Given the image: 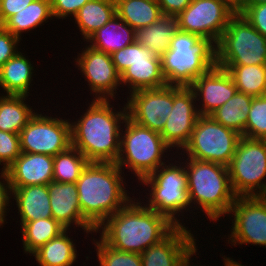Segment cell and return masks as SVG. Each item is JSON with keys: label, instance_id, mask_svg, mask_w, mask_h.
Returning <instances> with one entry per match:
<instances>
[{"label": "cell", "instance_id": "1", "mask_svg": "<svg viewBox=\"0 0 266 266\" xmlns=\"http://www.w3.org/2000/svg\"><path fill=\"white\" fill-rule=\"evenodd\" d=\"M113 100L92 99L83 115L71 123V146L89 162L116 163L120 154L121 124L127 118L126 104L116 110ZM113 105V106H112Z\"/></svg>", "mask_w": 266, "mask_h": 266}, {"label": "cell", "instance_id": "2", "mask_svg": "<svg viewBox=\"0 0 266 266\" xmlns=\"http://www.w3.org/2000/svg\"><path fill=\"white\" fill-rule=\"evenodd\" d=\"M132 198L123 208L109 216L96 234L110 247L141 254L159 243L175 227L165 215L149 209L142 201ZM102 230V231H101Z\"/></svg>", "mask_w": 266, "mask_h": 266}, {"label": "cell", "instance_id": "3", "mask_svg": "<svg viewBox=\"0 0 266 266\" xmlns=\"http://www.w3.org/2000/svg\"><path fill=\"white\" fill-rule=\"evenodd\" d=\"M124 173L115 163L89 162L76 181L82 215L95 229L132 199Z\"/></svg>", "mask_w": 266, "mask_h": 266}, {"label": "cell", "instance_id": "4", "mask_svg": "<svg viewBox=\"0 0 266 266\" xmlns=\"http://www.w3.org/2000/svg\"><path fill=\"white\" fill-rule=\"evenodd\" d=\"M184 161L188 177V190L194 211H202L209 223L228 215L236 199L229 169L222 164L186 157ZM194 205V206H193ZM195 208V209H194Z\"/></svg>", "mask_w": 266, "mask_h": 266}, {"label": "cell", "instance_id": "5", "mask_svg": "<svg viewBox=\"0 0 266 266\" xmlns=\"http://www.w3.org/2000/svg\"><path fill=\"white\" fill-rule=\"evenodd\" d=\"M175 158H178V161L164 163L151 175L145 177L139 185L143 184L149 188H146L149 193L145 192L147 195L144 196L147 203L143 202L149 209L165 215L176 226H185L182 222L185 220L183 217L185 213H193V210H190L192 203L183 157L177 154Z\"/></svg>", "mask_w": 266, "mask_h": 266}, {"label": "cell", "instance_id": "6", "mask_svg": "<svg viewBox=\"0 0 266 266\" xmlns=\"http://www.w3.org/2000/svg\"><path fill=\"white\" fill-rule=\"evenodd\" d=\"M215 64L214 45L199 35L177 30L171 47L161 57L167 85L189 87Z\"/></svg>", "mask_w": 266, "mask_h": 266}, {"label": "cell", "instance_id": "7", "mask_svg": "<svg viewBox=\"0 0 266 266\" xmlns=\"http://www.w3.org/2000/svg\"><path fill=\"white\" fill-rule=\"evenodd\" d=\"M168 151L171 153L174 150L164 142L159 132L143 127L127 117L124 125L122 124L120 154L115 164L121 170L124 169L122 171L125 168L130 170L133 177L137 176V183H140L169 159L175 160L172 155L168 158Z\"/></svg>", "mask_w": 266, "mask_h": 266}, {"label": "cell", "instance_id": "8", "mask_svg": "<svg viewBox=\"0 0 266 266\" xmlns=\"http://www.w3.org/2000/svg\"><path fill=\"white\" fill-rule=\"evenodd\" d=\"M215 65H266V38L235 14L214 46Z\"/></svg>", "mask_w": 266, "mask_h": 266}, {"label": "cell", "instance_id": "9", "mask_svg": "<svg viewBox=\"0 0 266 266\" xmlns=\"http://www.w3.org/2000/svg\"><path fill=\"white\" fill-rule=\"evenodd\" d=\"M241 137L242 135L224 127L210 115H200L188 143L177 154L179 157L186 156L228 167Z\"/></svg>", "mask_w": 266, "mask_h": 266}, {"label": "cell", "instance_id": "10", "mask_svg": "<svg viewBox=\"0 0 266 266\" xmlns=\"http://www.w3.org/2000/svg\"><path fill=\"white\" fill-rule=\"evenodd\" d=\"M228 169L236 197L263 196L266 192V140L242 136Z\"/></svg>", "mask_w": 266, "mask_h": 266}, {"label": "cell", "instance_id": "11", "mask_svg": "<svg viewBox=\"0 0 266 266\" xmlns=\"http://www.w3.org/2000/svg\"><path fill=\"white\" fill-rule=\"evenodd\" d=\"M116 71L120 74L122 88L128 87V93L142 89H155L167 85L161 69V57L138 42L111 54Z\"/></svg>", "mask_w": 266, "mask_h": 266}, {"label": "cell", "instance_id": "12", "mask_svg": "<svg viewBox=\"0 0 266 266\" xmlns=\"http://www.w3.org/2000/svg\"><path fill=\"white\" fill-rule=\"evenodd\" d=\"M235 14L234 7L224 0H192L175 18L179 30L199 35L215 46Z\"/></svg>", "mask_w": 266, "mask_h": 266}, {"label": "cell", "instance_id": "13", "mask_svg": "<svg viewBox=\"0 0 266 266\" xmlns=\"http://www.w3.org/2000/svg\"><path fill=\"white\" fill-rule=\"evenodd\" d=\"M36 112L20 131V149L25 153L56 156L71 146L70 119Z\"/></svg>", "mask_w": 266, "mask_h": 266}, {"label": "cell", "instance_id": "14", "mask_svg": "<svg viewBox=\"0 0 266 266\" xmlns=\"http://www.w3.org/2000/svg\"><path fill=\"white\" fill-rule=\"evenodd\" d=\"M227 217L232 221L226 239L231 247L251 244L266 248V200L262 196L236 197Z\"/></svg>", "mask_w": 266, "mask_h": 266}, {"label": "cell", "instance_id": "15", "mask_svg": "<svg viewBox=\"0 0 266 266\" xmlns=\"http://www.w3.org/2000/svg\"><path fill=\"white\" fill-rule=\"evenodd\" d=\"M85 45L74 61L90 87V95H93V99L115 100L121 82L111 55Z\"/></svg>", "mask_w": 266, "mask_h": 266}, {"label": "cell", "instance_id": "16", "mask_svg": "<svg viewBox=\"0 0 266 266\" xmlns=\"http://www.w3.org/2000/svg\"><path fill=\"white\" fill-rule=\"evenodd\" d=\"M126 108L129 119L160 133L173 108V85L132 92Z\"/></svg>", "mask_w": 266, "mask_h": 266}, {"label": "cell", "instance_id": "17", "mask_svg": "<svg viewBox=\"0 0 266 266\" xmlns=\"http://www.w3.org/2000/svg\"><path fill=\"white\" fill-rule=\"evenodd\" d=\"M199 116L194 91L190 87L173 85V108L160 132L164 142L171 149H177L173 156L188 143Z\"/></svg>", "mask_w": 266, "mask_h": 266}, {"label": "cell", "instance_id": "18", "mask_svg": "<svg viewBox=\"0 0 266 266\" xmlns=\"http://www.w3.org/2000/svg\"><path fill=\"white\" fill-rule=\"evenodd\" d=\"M191 231L187 226H176L140 254L143 266H184L185 259L198 248L197 237Z\"/></svg>", "mask_w": 266, "mask_h": 266}, {"label": "cell", "instance_id": "19", "mask_svg": "<svg viewBox=\"0 0 266 266\" xmlns=\"http://www.w3.org/2000/svg\"><path fill=\"white\" fill-rule=\"evenodd\" d=\"M189 87L199 102H197L199 115H210L237 92V87L228 71L215 64Z\"/></svg>", "mask_w": 266, "mask_h": 266}, {"label": "cell", "instance_id": "20", "mask_svg": "<svg viewBox=\"0 0 266 266\" xmlns=\"http://www.w3.org/2000/svg\"><path fill=\"white\" fill-rule=\"evenodd\" d=\"M52 217L65 229L82 228L84 234H96V229L83 217L76 183L48 184ZM72 225V226H71Z\"/></svg>", "mask_w": 266, "mask_h": 266}, {"label": "cell", "instance_id": "21", "mask_svg": "<svg viewBox=\"0 0 266 266\" xmlns=\"http://www.w3.org/2000/svg\"><path fill=\"white\" fill-rule=\"evenodd\" d=\"M6 177L11 188L48 185L53 181V156L21 152L7 168Z\"/></svg>", "mask_w": 266, "mask_h": 266}, {"label": "cell", "instance_id": "22", "mask_svg": "<svg viewBox=\"0 0 266 266\" xmlns=\"http://www.w3.org/2000/svg\"><path fill=\"white\" fill-rule=\"evenodd\" d=\"M11 190L20 216V228L27 222L52 217L48 185H30Z\"/></svg>", "mask_w": 266, "mask_h": 266}, {"label": "cell", "instance_id": "23", "mask_svg": "<svg viewBox=\"0 0 266 266\" xmlns=\"http://www.w3.org/2000/svg\"><path fill=\"white\" fill-rule=\"evenodd\" d=\"M30 60L19 51L0 68V89L5 95L30 96L36 71Z\"/></svg>", "mask_w": 266, "mask_h": 266}, {"label": "cell", "instance_id": "24", "mask_svg": "<svg viewBox=\"0 0 266 266\" xmlns=\"http://www.w3.org/2000/svg\"><path fill=\"white\" fill-rule=\"evenodd\" d=\"M134 41L135 30L116 14L103 27L91 34L86 44L111 55Z\"/></svg>", "mask_w": 266, "mask_h": 266}, {"label": "cell", "instance_id": "25", "mask_svg": "<svg viewBox=\"0 0 266 266\" xmlns=\"http://www.w3.org/2000/svg\"><path fill=\"white\" fill-rule=\"evenodd\" d=\"M178 30L174 16L162 15L155 23L135 30V41L162 57Z\"/></svg>", "mask_w": 266, "mask_h": 266}, {"label": "cell", "instance_id": "26", "mask_svg": "<svg viewBox=\"0 0 266 266\" xmlns=\"http://www.w3.org/2000/svg\"><path fill=\"white\" fill-rule=\"evenodd\" d=\"M69 234H71L70 229H65L31 255L34 256L38 266H72L77 262L79 253L73 237L70 238Z\"/></svg>", "mask_w": 266, "mask_h": 266}, {"label": "cell", "instance_id": "27", "mask_svg": "<svg viewBox=\"0 0 266 266\" xmlns=\"http://www.w3.org/2000/svg\"><path fill=\"white\" fill-rule=\"evenodd\" d=\"M114 15L116 4L114 0H89L74 16L77 29L81 32L84 42L96 30L103 27Z\"/></svg>", "mask_w": 266, "mask_h": 266}, {"label": "cell", "instance_id": "28", "mask_svg": "<svg viewBox=\"0 0 266 266\" xmlns=\"http://www.w3.org/2000/svg\"><path fill=\"white\" fill-rule=\"evenodd\" d=\"M3 95L0 97V130L15 134L28 124L37 112L27 104L28 96ZM25 101V102H24Z\"/></svg>", "mask_w": 266, "mask_h": 266}, {"label": "cell", "instance_id": "29", "mask_svg": "<svg viewBox=\"0 0 266 266\" xmlns=\"http://www.w3.org/2000/svg\"><path fill=\"white\" fill-rule=\"evenodd\" d=\"M50 19H53L51 0H35L25 9L11 16L3 24V27L14 36L22 39V33L40 28L44 22L47 23Z\"/></svg>", "mask_w": 266, "mask_h": 266}, {"label": "cell", "instance_id": "30", "mask_svg": "<svg viewBox=\"0 0 266 266\" xmlns=\"http://www.w3.org/2000/svg\"><path fill=\"white\" fill-rule=\"evenodd\" d=\"M253 96L236 92L225 104L217 108L210 116L226 128H230L245 137V127L248 120Z\"/></svg>", "mask_w": 266, "mask_h": 266}, {"label": "cell", "instance_id": "31", "mask_svg": "<svg viewBox=\"0 0 266 266\" xmlns=\"http://www.w3.org/2000/svg\"><path fill=\"white\" fill-rule=\"evenodd\" d=\"M116 14L134 30L155 23L162 12L157 0H114Z\"/></svg>", "mask_w": 266, "mask_h": 266}, {"label": "cell", "instance_id": "32", "mask_svg": "<svg viewBox=\"0 0 266 266\" xmlns=\"http://www.w3.org/2000/svg\"><path fill=\"white\" fill-rule=\"evenodd\" d=\"M231 75L237 91L258 97L266 95V65H217Z\"/></svg>", "mask_w": 266, "mask_h": 266}, {"label": "cell", "instance_id": "33", "mask_svg": "<svg viewBox=\"0 0 266 266\" xmlns=\"http://www.w3.org/2000/svg\"><path fill=\"white\" fill-rule=\"evenodd\" d=\"M20 230L23 252L31 256L41 246L62 233L65 228L51 217L27 222Z\"/></svg>", "mask_w": 266, "mask_h": 266}, {"label": "cell", "instance_id": "34", "mask_svg": "<svg viewBox=\"0 0 266 266\" xmlns=\"http://www.w3.org/2000/svg\"><path fill=\"white\" fill-rule=\"evenodd\" d=\"M89 163L86 157L73 146L53 156V181L76 183L84 167Z\"/></svg>", "mask_w": 266, "mask_h": 266}, {"label": "cell", "instance_id": "35", "mask_svg": "<svg viewBox=\"0 0 266 266\" xmlns=\"http://www.w3.org/2000/svg\"><path fill=\"white\" fill-rule=\"evenodd\" d=\"M99 266H143L140 254L123 252L107 245L101 238L92 237Z\"/></svg>", "mask_w": 266, "mask_h": 266}, {"label": "cell", "instance_id": "36", "mask_svg": "<svg viewBox=\"0 0 266 266\" xmlns=\"http://www.w3.org/2000/svg\"><path fill=\"white\" fill-rule=\"evenodd\" d=\"M247 115L245 137L266 140V95L253 97Z\"/></svg>", "mask_w": 266, "mask_h": 266}, {"label": "cell", "instance_id": "37", "mask_svg": "<svg viewBox=\"0 0 266 266\" xmlns=\"http://www.w3.org/2000/svg\"><path fill=\"white\" fill-rule=\"evenodd\" d=\"M20 154V135L0 130V177L6 176L7 168Z\"/></svg>", "mask_w": 266, "mask_h": 266}, {"label": "cell", "instance_id": "38", "mask_svg": "<svg viewBox=\"0 0 266 266\" xmlns=\"http://www.w3.org/2000/svg\"><path fill=\"white\" fill-rule=\"evenodd\" d=\"M21 40L4 27H0V68L19 52Z\"/></svg>", "mask_w": 266, "mask_h": 266}, {"label": "cell", "instance_id": "39", "mask_svg": "<svg viewBox=\"0 0 266 266\" xmlns=\"http://www.w3.org/2000/svg\"><path fill=\"white\" fill-rule=\"evenodd\" d=\"M89 0H51V10L53 18L66 19L74 18L80 8ZM72 16V17H71Z\"/></svg>", "mask_w": 266, "mask_h": 266}, {"label": "cell", "instance_id": "40", "mask_svg": "<svg viewBox=\"0 0 266 266\" xmlns=\"http://www.w3.org/2000/svg\"><path fill=\"white\" fill-rule=\"evenodd\" d=\"M241 15L266 38V3L250 6Z\"/></svg>", "mask_w": 266, "mask_h": 266}, {"label": "cell", "instance_id": "41", "mask_svg": "<svg viewBox=\"0 0 266 266\" xmlns=\"http://www.w3.org/2000/svg\"><path fill=\"white\" fill-rule=\"evenodd\" d=\"M10 200L12 201V190L8 178L6 176L0 177V227L5 224V216H7V211L8 213L10 211L9 206L14 203Z\"/></svg>", "mask_w": 266, "mask_h": 266}, {"label": "cell", "instance_id": "42", "mask_svg": "<svg viewBox=\"0 0 266 266\" xmlns=\"http://www.w3.org/2000/svg\"><path fill=\"white\" fill-rule=\"evenodd\" d=\"M35 0H1V20L4 24L11 16L25 9Z\"/></svg>", "mask_w": 266, "mask_h": 266}, {"label": "cell", "instance_id": "43", "mask_svg": "<svg viewBox=\"0 0 266 266\" xmlns=\"http://www.w3.org/2000/svg\"><path fill=\"white\" fill-rule=\"evenodd\" d=\"M192 0H157L163 15L176 17Z\"/></svg>", "mask_w": 266, "mask_h": 266}, {"label": "cell", "instance_id": "44", "mask_svg": "<svg viewBox=\"0 0 266 266\" xmlns=\"http://www.w3.org/2000/svg\"><path fill=\"white\" fill-rule=\"evenodd\" d=\"M266 3V0H237L236 14H242L248 7Z\"/></svg>", "mask_w": 266, "mask_h": 266}, {"label": "cell", "instance_id": "45", "mask_svg": "<svg viewBox=\"0 0 266 266\" xmlns=\"http://www.w3.org/2000/svg\"><path fill=\"white\" fill-rule=\"evenodd\" d=\"M222 257H223V264H224V266H244V265H242L240 262H238V261H234V258L232 259L231 257H227V256H223L222 255Z\"/></svg>", "mask_w": 266, "mask_h": 266}, {"label": "cell", "instance_id": "46", "mask_svg": "<svg viewBox=\"0 0 266 266\" xmlns=\"http://www.w3.org/2000/svg\"><path fill=\"white\" fill-rule=\"evenodd\" d=\"M197 248L192 252L190 253V255L185 259V262H184V266H198L197 264L195 265L194 262L192 263L191 265V260H195L193 259L192 257L195 256V255H198L196 252H197ZM192 258V259H191ZM200 266H203L200 264Z\"/></svg>", "mask_w": 266, "mask_h": 266}, {"label": "cell", "instance_id": "47", "mask_svg": "<svg viewBox=\"0 0 266 266\" xmlns=\"http://www.w3.org/2000/svg\"><path fill=\"white\" fill-rule=\"evenodd\" d=\"M226 2H228L229 4H231L234 7L235 13H236V3L237 0H224Z\"/></svg>", "mask_w": 266, "mask_h": 266}, {"label": "cell", "instance_id": "48", "mask_svg": "<svg viewBox=\"0 0 266 266\" xmlns=\"http://www.w3.org/2000/svg\"><path fill=\"white\" fill-rule=\"evenodd\" d=\"M0 9H1V0H0ZM0 27H3L2 20H1V10H0Z\"/></svg>", "mask_w": 266, "mask_h": 266}, {"label": "cell", "instance_id": "49", "mask_svg": "<svg viewBox=\"0 0 266 266\" xmlns=\"http://www.w3.org/2000/svg\"><path fill=\"white\" fill-rule=\"evenodd\" d=\"M262 197L266 200V192H265V194Z\"/></svg>", "mask_w": 266, "mask_h": 266}]
</instances>
